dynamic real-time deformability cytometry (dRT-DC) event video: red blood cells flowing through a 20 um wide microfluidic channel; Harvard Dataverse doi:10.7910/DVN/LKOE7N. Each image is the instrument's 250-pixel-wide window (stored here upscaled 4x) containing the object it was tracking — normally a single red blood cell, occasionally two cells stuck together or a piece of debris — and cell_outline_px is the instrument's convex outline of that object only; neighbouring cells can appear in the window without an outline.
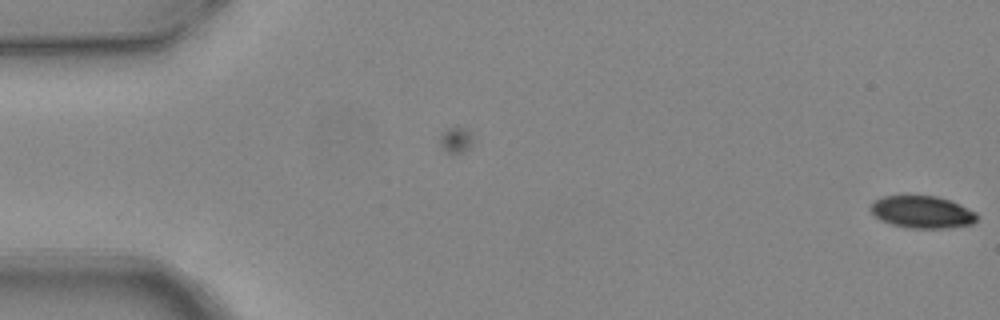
{"species": "common noctule bat (a hibernating species)", "species_latin": "Nyctalus noctula", "temperature_condition": "warm", "stored_images_in_passage": 5, "camera_frame_rate_fps": 3000, "um_per_image_px": 0.085, "animal": {"sex": "female", "body_mass_g": 24.6, "forearm_length_mm": 56.2}, "frame": {"image": 1, "passage_image": 1, "time_ms": 0.0, "image_size_px": [1000, 320], "cell_outline_px": [[980, 216], [972, 224], [948, 228], [908, 228], [892, 224], [880, 220], [872, 212], [872, 204], [876, 200], [884, 196], [936, 196], [948, 200], [976, 212]], "centroid_in_image_um": [78.42, 18.04], "position_along_channel_um": 6.6, "area_um2": 19.71}}
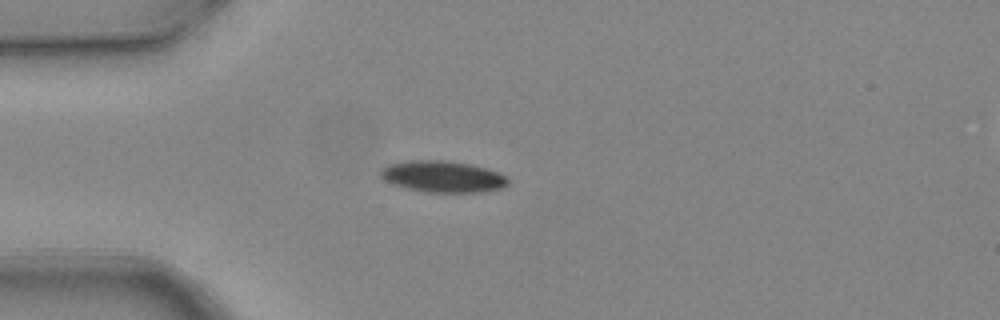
{"frame": {"image": 2, "passage_image": 5, "time_ms": 1.333, "image_size_px": [1000, 320], "cell_outline_px": [[508, 184], [504, 188], [480, 192], [424, 192], [404, 188], [392, 184], [384, 180], [380, 176], [380, 172], [388, 164], [408, 160], [444, 160], [468, 164], [484, 168], [496, 172], [504, 176], [508, 180]], "centroid_in_image_um": [37.59, 15.02], "position_along_channel_um": 47.4, "area_um2": 23.29}}